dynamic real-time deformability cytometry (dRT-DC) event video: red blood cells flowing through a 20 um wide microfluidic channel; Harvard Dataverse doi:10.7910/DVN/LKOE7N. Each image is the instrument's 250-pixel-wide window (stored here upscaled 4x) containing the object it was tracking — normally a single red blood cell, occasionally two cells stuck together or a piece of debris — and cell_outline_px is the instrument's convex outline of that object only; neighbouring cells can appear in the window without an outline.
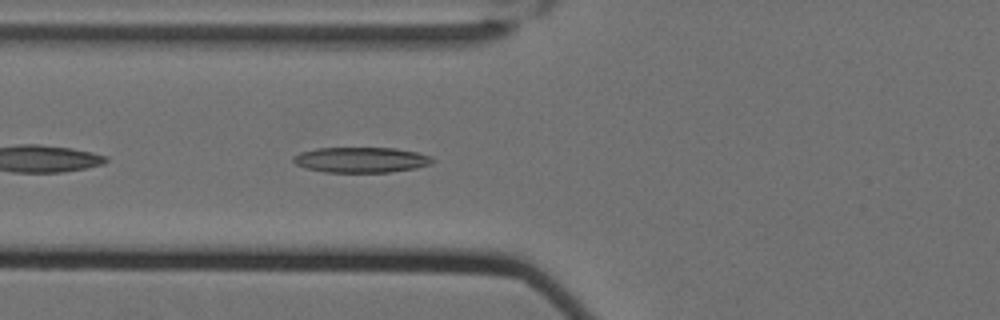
{"species": "Egyptian fruit bat (a non-hibernating species)", "species_latin": "Rousettus aegyptiacus", "temperature_condition": "cold", "stored_images_in_passage": 29, "camera_frame_rate_fps": 3000, "um_per_image_px": 0.085, "animal": {"sex": "female"}, "frame": {"image": 1, "passage_image": 4, "time_ms": 1.0, "image_size_px": [1000, 320], "cell_outline_px": [[436, 160], [432, 164], [416, 168], [388, 172], [324, 172], [304, 168], [296, 164], [292, 160], [292, 156], [300, 152], [316, 148], [396, 148], [416, 152], [432, 156]], "centroid_in_image_um": [30.69, 13.58], "position_along_channel_um": 95.1, "area_um2": 20.81}}
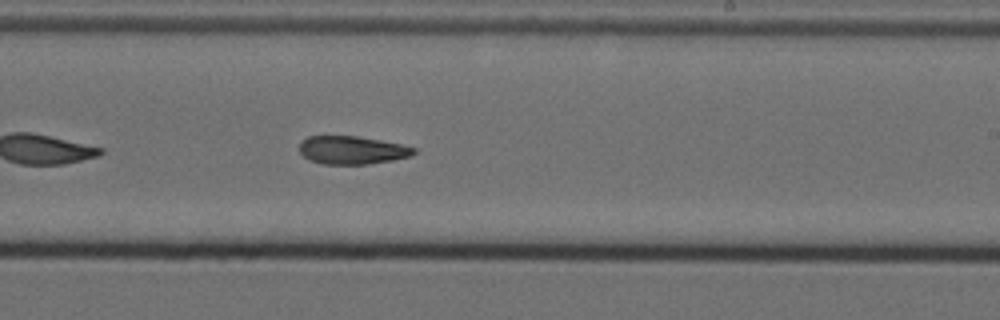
{"frame": {"image": 2, "passage_image": 18, "time_ms": 5.667, "image_size_px": [1000, 320], "cell_outline_px": [[416, 152], [412, 156], [392, 160], [368, 164], [320, 164], [308, 160], [300, 152], [300, 140], [308, 136], [356, 136], [380, 140], [400, 144], [416, 148]], "centroid_in_image_um": [29.9, 12.76], "position_along_channel_um": 259.1, "area_um2": 18.84}}
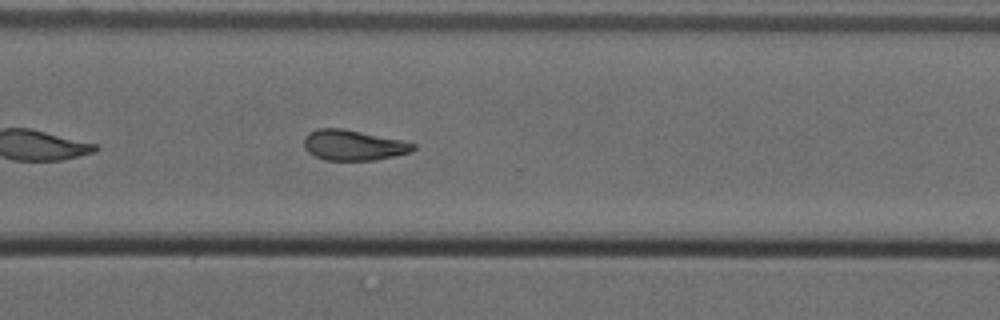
{"frame": {"image": 3, "passage_image": 25, "time_ms": 8.0, "image_size_px": [1000, 320], "cell_outline_px": [[416, 148], [408, 152], [376, 160], [324, 160], [308, 152], [304, 148], [304, 136], [308, 132], [316, 128], [344, 128], [400, 140], [416, 144]], "centroid_in_image_um": [29.97, 12.33], "position_along_channel_um": 340.6, "area_um2": 19.31}, "authors_computed_cell_mechanics": {"area_um2": 19.4208, "velocity_mm_per_s": 3.5034, "shape_relaxation_time_tau1_ms": null, "shape_relaxation_time_tau2_ms": 6.198, "deformation_change_tau1": null, "deformation_change_tau2": 0.1412}}